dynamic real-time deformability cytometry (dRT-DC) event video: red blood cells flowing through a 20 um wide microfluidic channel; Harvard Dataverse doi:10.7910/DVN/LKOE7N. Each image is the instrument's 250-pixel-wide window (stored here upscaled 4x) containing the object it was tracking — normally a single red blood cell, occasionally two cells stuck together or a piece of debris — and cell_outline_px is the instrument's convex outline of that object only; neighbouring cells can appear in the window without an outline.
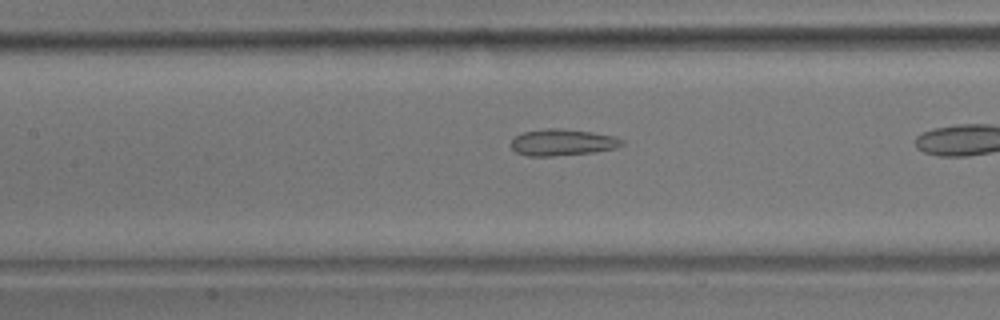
{"species": "common noctule bat (a hibernating species)", "species_latin": "Nyctalus noctula", "temperature_condition": "room temperature", "stored_images_in_passage": 20, "camera_frame_rate_fps": 3000, "um_per_image_px": 0.085, "animal": {"sex": "male", "body_mass_g": 17.9}, "frame": {"image": 1, "passage_image": 9, "time_ms": 2.667, "image_size_px": [1000, 320], "cell_outline_px": [[624, 144], [612, 148], [596, 152], [552, 156], [528, 156], [516, 152], [512, 148], [512, 140], [516, 136], [524, 132], [544, 128], [556, 128], [592, 132], [616, 136], [624, 140]], "centroid_in_image_um": [47.82, 12.1], "position_along_channel_um": 159.6, "area_um2": 17.05}}